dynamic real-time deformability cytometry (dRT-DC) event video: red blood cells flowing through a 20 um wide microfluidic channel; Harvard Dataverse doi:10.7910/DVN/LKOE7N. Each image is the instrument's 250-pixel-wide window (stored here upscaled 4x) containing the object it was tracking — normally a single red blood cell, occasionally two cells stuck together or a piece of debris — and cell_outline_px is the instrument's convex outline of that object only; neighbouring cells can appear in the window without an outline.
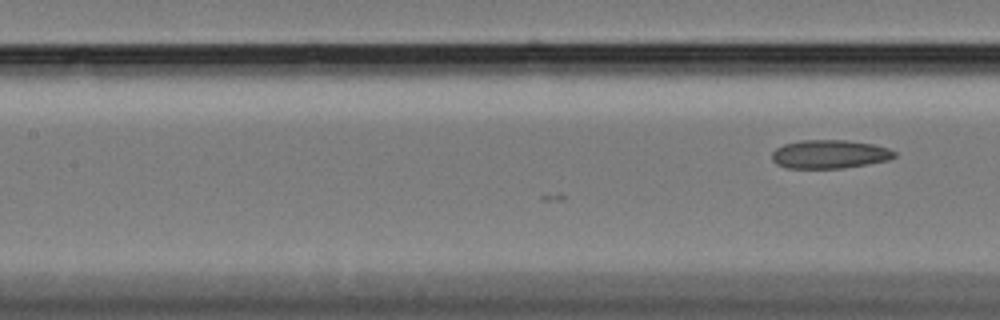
{"species": "Egyptian fruit bat (a non-hibernating species)", "species_latin": "Rousettus aegyptiacus", "temperature_condition": "cold", "stored_images_in_passage": 20, "camera_frame_rate_fps": 3000, "um_per_image_px": 0.085, "animal": {"sex": "female"}, "frame": {"image": 1, "passage_image": 20, "time_ms": 6.333, "image_size_px": [1000, 320], "cell_outline_px": [[896, 156], [888, 160], [844, 168], [788, 168], [776, 164], [772, 160], [772, 152], [776, 148], [784, 144], [800, 140], [844, 140], [872, 144], [888, 148], [896, 152]], "centroid_in_image_um": [70.49, 13.1], "position_along_channel_um": 136.9, "area_um2": 20.35}}